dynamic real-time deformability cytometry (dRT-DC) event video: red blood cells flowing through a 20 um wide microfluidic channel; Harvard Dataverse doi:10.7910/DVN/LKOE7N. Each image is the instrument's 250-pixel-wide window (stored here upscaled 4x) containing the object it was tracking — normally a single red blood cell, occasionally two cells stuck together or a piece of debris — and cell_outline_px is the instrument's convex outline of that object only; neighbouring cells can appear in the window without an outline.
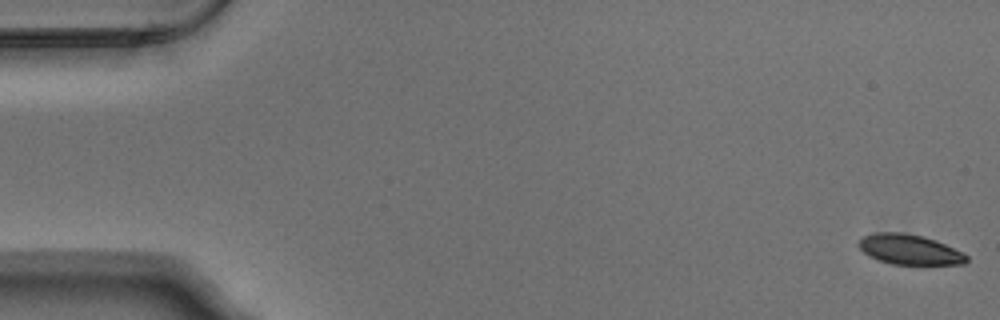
{"species": "Egyptian fruit bat (a non-hibernating species)", "species_latin": "Rousettus aegyptiacus", "temperature_condition": "warm", "stored_images_in_passage": 54, "camera_frame_rate_fps": 3000, "um_per_image_px": 0.085, "animal": {"sex": "male"}, "frame": {"image": 1, "passage_image": 1, "time_ms": 0.0, "image_size_px": [1000, 320], "cell_outline_px": [[968, 260], [964, 264], [892, 264], [868, 256], [856, 244], [864, 236], [876, 232], [904, 232], [924, 236], [936, 240], [968, 256]], "centroid_in_image_um": [77.28, 21.2], "position_along_channel_um": 7.7, "area_um2": 18.79}}
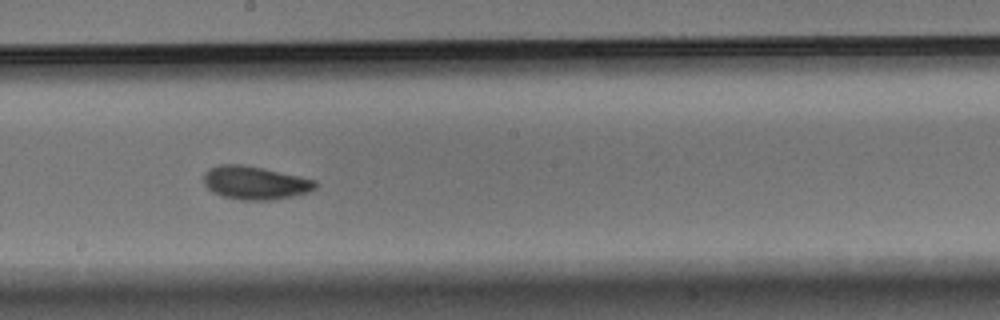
{"frame": {"image": 2, "passage_image": 30, "time_ms": 9.667, "image_size_px": [1000, 320], "cell_outline_px": [[316, 188], [308, 192], [292, 196], [272, 200], [240, 200], [220, 196], [212, 192], [204, 184], [204, 172], [208, 168], [216, 164], [244, 164], [300, 176], [316, 180]], "centroid_in_image_um": [21.64, 15.53], "position_along_channel_um": 226.6, "area_um2": 21.91}}
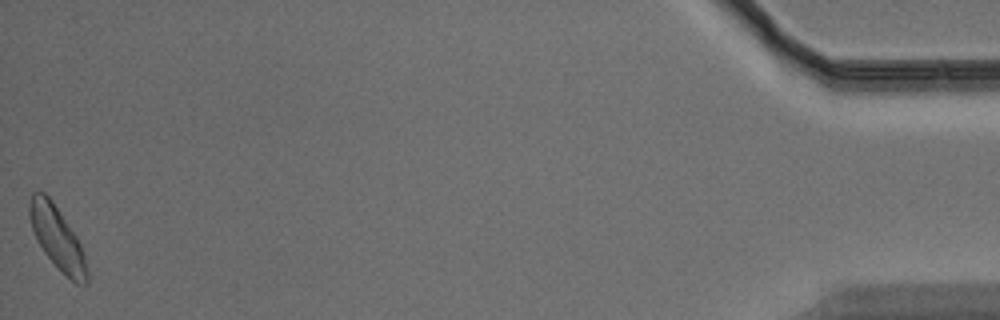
{"frame": {"image": 3, "passage_image": 54, "time_ms": 17.667, "image_size_px": [1000, 320], "cell_outline_px": [[88, 284], [76, 284], [44, 252], [32, 228], [28, 212], [28, 204], [32, 192], [44, 192], [52, 200], [76, 236], [84, 252], [88, 272]], "centroid_in_image_um": [4.87, 20.2], "position_along_channel_um": 430.3, "area_um2": 20.58}, "authors_computed_cell_mechanics": {"area_um2": 20.5768, "velocity_mm_per_s": 3.7545, "shape_relaxation_time_tau1_ms": 3.1987, "shape_relaxation_time_tau2_ms": 5.6832, "deformation_change_tau1": 0.1104, "deformation_change_tau2": 0.0879}}